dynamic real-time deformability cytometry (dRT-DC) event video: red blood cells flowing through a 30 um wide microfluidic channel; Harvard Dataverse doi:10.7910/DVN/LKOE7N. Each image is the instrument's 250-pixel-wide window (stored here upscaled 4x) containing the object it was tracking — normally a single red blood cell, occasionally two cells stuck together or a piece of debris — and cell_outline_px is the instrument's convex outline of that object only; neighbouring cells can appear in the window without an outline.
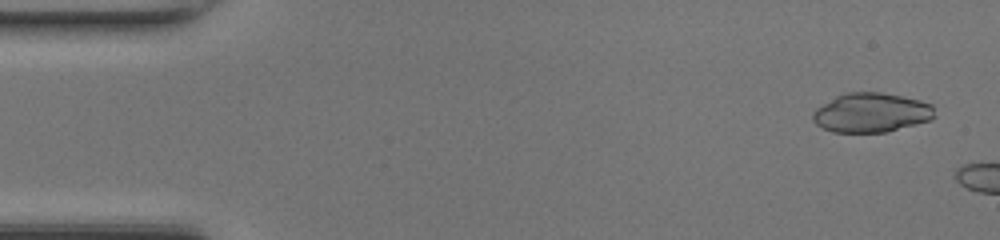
{"species": "common noctule bat (a hibernating species)", "species_latin": "Nyctalus noctula", "temperature_condition": "room temperature", "stored_images_in_passage": 5, "camera_frame_rate_fps": 3000, "um_per_image_px": 0.085, "animal": {"sex": "female", "body_mass_g": 17.0, "forearm_length_mm": 48.0}, "frame": {"image": 1, "passage_image": 2, "time_ms": 0.333, "image_size_px": [1000, 240], "cell_outline_px": [[936, 116], [932, 120], [888, 132], [832, 132], [816, 124], [812, 120], [812, 112], [816, 108], [836, 96], [848, 92], [880, 92], [920, 100], [932, 104]], "centroid_in_image_um": [74.08, 9.58], "position_along_channel_um": 10.9, "area_um2": 28.09}}